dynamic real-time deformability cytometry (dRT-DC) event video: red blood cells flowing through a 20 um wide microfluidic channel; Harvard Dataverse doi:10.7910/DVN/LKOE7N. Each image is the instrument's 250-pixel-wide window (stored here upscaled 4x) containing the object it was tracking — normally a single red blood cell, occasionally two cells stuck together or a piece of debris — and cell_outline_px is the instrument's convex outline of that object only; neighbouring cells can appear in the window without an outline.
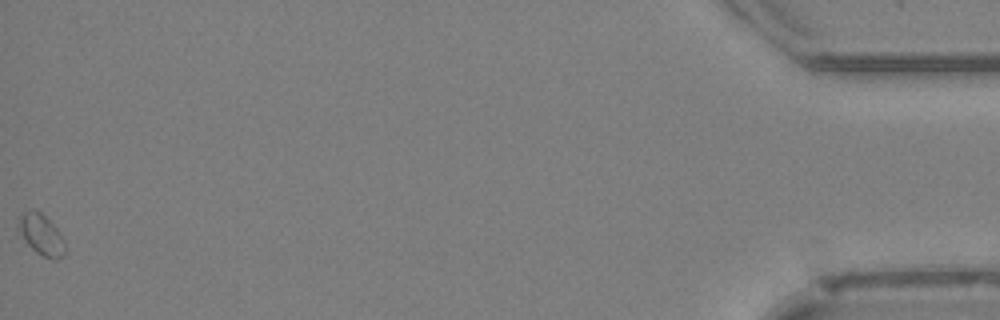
{"species": "Egyptian fruit bat (a non-hibernating species)", "species_latin": "Rousettus aegyptiacus", "temperature_condition": "cold", "stored_images_in_passage": 50, "camera_frame_rate_fps": 3000, "um_per_image_px": 0.085, "animal": {"sex": "female"}, "frame": {"image": 1, "passage_image": 50, "time_ms": 16.333, "image_size_px": [1000, 320], "cell_outline_px": [[64, 256], [56, 260], [52, 260], [36, 252], [24, 240], [20, 228], [20, 216], [28, 208], [40, 212], [56, 228], [64, 240]], "centroid_in_image_um": [3.54, 19.97], "position_along_channel_um": 431.7, "area_um2": 10.69}}